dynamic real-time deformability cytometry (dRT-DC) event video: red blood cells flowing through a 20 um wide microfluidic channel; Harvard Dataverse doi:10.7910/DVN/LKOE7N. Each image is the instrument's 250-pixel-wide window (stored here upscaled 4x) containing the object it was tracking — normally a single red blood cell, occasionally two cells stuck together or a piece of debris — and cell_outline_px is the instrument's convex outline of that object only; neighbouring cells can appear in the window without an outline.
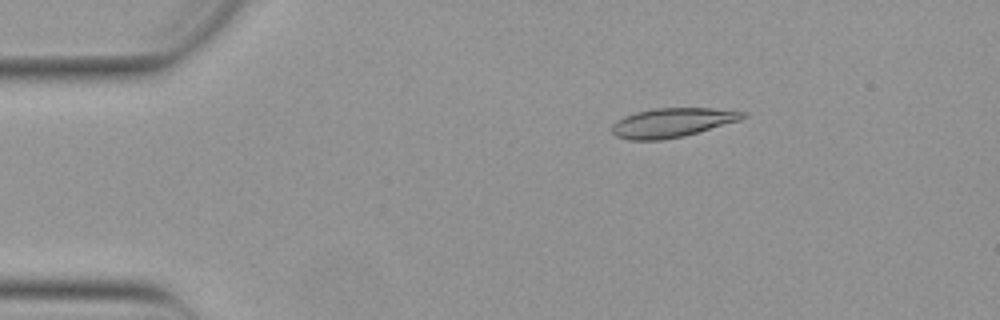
{"species": "Egyptian fruit bat (a non-hibernating species)", "species_latin": "Rousettus aegyptiacus", "temperature_condition": "warm", "stored_images_in_passage": 53, "camera_frame_rate_fps": 3000, "um_per_image_px": 0.085, "animal": {"sex": "female"}, "frame": {"image": 1, "passage_image": 9, "time_ms": 2.667, "image_size_px": [1000, 320], "cell_outline_px": [[748, 116], [740, 120], [684, 136], [660, 140], [628, 140], [616, 136], [612, 132], [612, 124], [616, 120], [624, 116], [636, 112], [652, 108], [712, 108], [748, 112]], "centroid_in_image_um": [57.13, 10.42], "position_along_channel_um": 27.9, "area_um2": 22.37}}
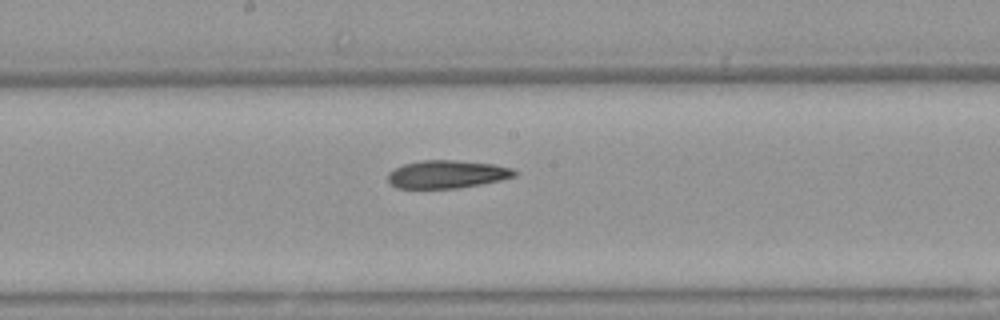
{"frame": {"image": 2, "passage_image": 28, "time_ms": 9.0, "image_size_px": [1000, 320], "cell_outline_px": [[516, 176], [500, 180], [480, 184], [456, 188], [396, 188], [388, 184], [388, 172], [404, 164], [420, 160], [456, 160], [492, 164], [512, 168], [516, 172]], "centroid_in_image_um": [37.95, 14.81], "position_along_channel_um": 210.2, "area_um2": 20.58}}
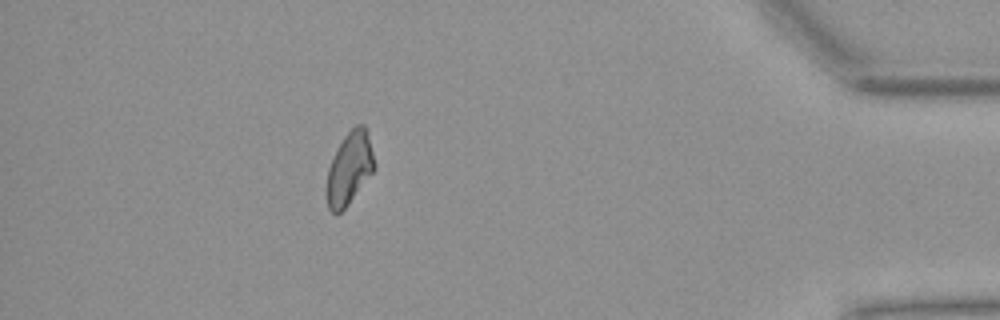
{"frame": {"image": 3, "passage_image": 47, "time_ms": 15.333, "image_size_px": [1000, 320], "cell_outline_px": [[376, 168], [348, 204], [336, 216], [328, 208], [324, 192], [324, 188], [328, 168], [344, 136], [356, 124], [364, 124], [376, 164]], "centroid_in_image_um": [29.67, 14.37], "position_along_channel_um": 405.5, "area_um2": 20.23}}